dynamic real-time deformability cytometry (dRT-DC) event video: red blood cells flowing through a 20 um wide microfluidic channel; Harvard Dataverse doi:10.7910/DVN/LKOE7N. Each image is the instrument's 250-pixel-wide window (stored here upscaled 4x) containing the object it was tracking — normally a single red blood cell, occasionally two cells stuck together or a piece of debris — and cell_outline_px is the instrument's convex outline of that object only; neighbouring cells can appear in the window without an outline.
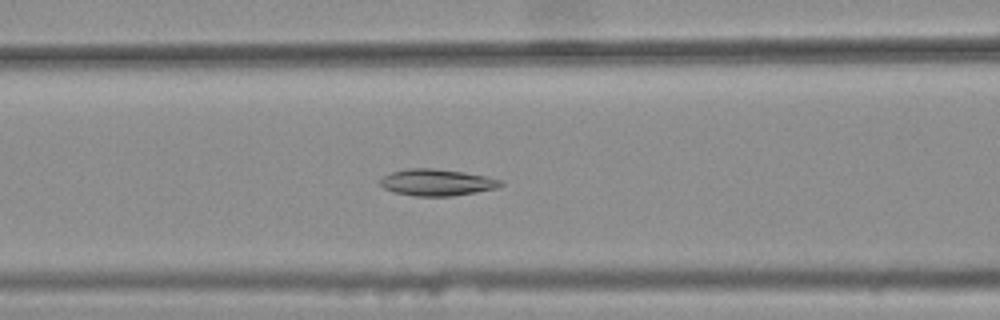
{"species": "common noctule bat (a hibernating species)", "species_latin": "Nyctalus noctula", "temperature_condition": "warm", "stored_images_in_passage": 44, "camera_frame_rate_fps": 3000, "um_per_image_px": 0.085, "animal": {"sex": "female", "body_mass_g": 25.1}, "frame": {"image": 1, "passage_image": 21, "time_ms": 6.667, "image_size_px": [1000, 320], "cell_outline_px": [[504, 184], [496, 188], [476, 192], [452, 196], [416, 196], [392, 192], [384, 188], [380, 184], [380, 180], [384, 176], [392, 172], [408, 168], [432, 168], [464, 172], [484, 176], [500, 180]], "centroid_in_image_um": [37.11, 15.51], "position_along_channel_um": 129.5, "area_um2": 18.55}}
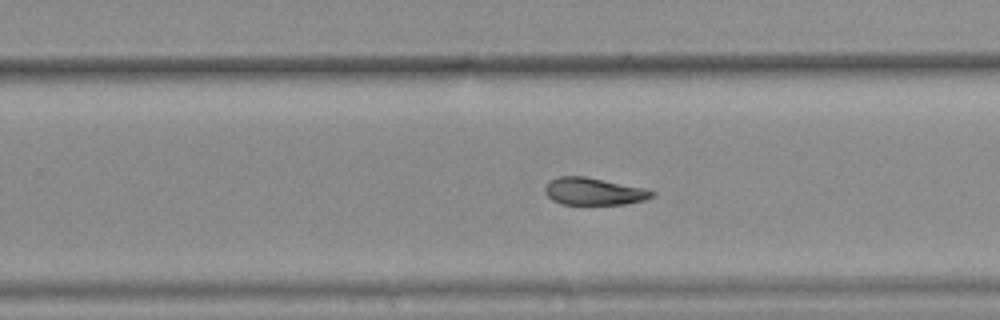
{"frame": {"image": 2, "passage_image": 33, "time_ms": 10.667, "image_size_px": [1000, 320], "cell_outline_px": [[656, 192], [652, 196], [644, 200], [624, 204], [560, 204], [552, 200], [544, 192], [544, 188], [548, 180], [556, 176], [584, 176], [648, 188]], "centroid_in_image_um": [50.45, 16.25], "position_along_channel_um": 279.4, "area_um2": 17.22}}
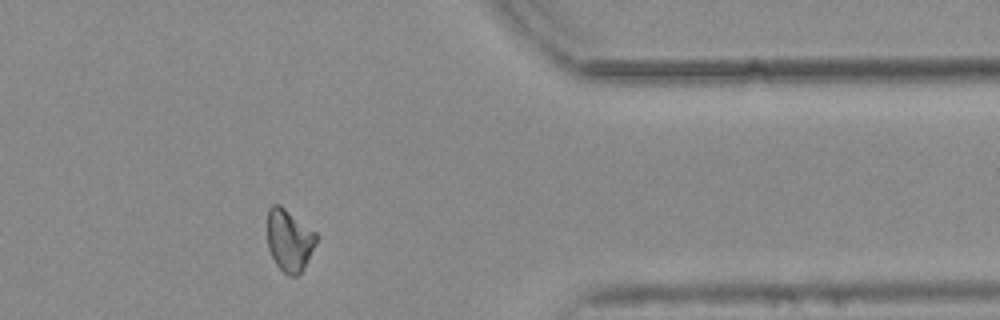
{"frame": {"image": 3, "passage_image": 43, "time_ms": 14.0, "image_size_px": [1000, 320], "cell_outline_px": [[316, 240], [300, 272], [296, 276], [288, 276], [276, 264], [268, 248], [268, 208], [272, 204], [280, 204], [316, 232]], "centroid_in_image_um": [24.55, 20.38], "position_along_channel_um": 386.9, "area_um2": 17.22}, "authors_computed_cell_mechanics": {"area_um2": 18.3804, "velocity_mm_per_s": 3.7581, "shape_relaxation_time_tau1_ms": null, "shape_relaxation_time_tau2_ms": 9.226, "deformation_change_tau1": null, "deformation_change_tau2": 0.1336}}